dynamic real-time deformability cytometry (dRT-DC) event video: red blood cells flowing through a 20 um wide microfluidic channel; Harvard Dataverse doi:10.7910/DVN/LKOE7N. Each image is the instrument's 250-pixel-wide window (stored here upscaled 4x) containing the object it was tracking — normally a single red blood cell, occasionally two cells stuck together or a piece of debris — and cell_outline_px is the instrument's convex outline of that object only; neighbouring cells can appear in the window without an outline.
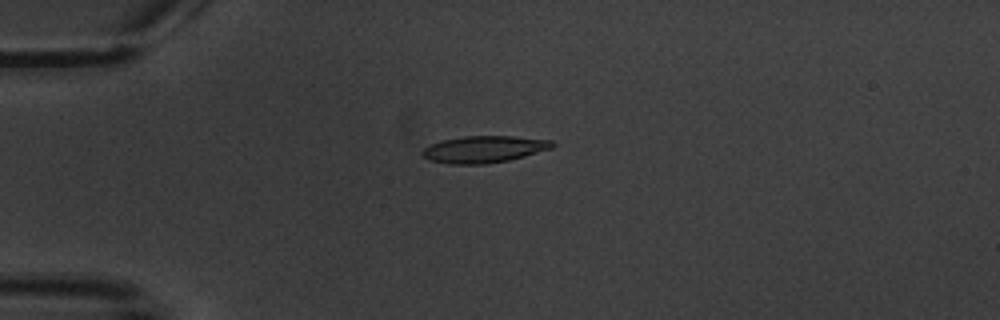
{"species": "common noctule bat (a hibernating species)", "species_latin": "Nyctalus noctula", "temperature_condition": "warm", "stored_images_in_passage": 4, "camera_frame_rate_fps": 3000, "um_per_image_px": 0.085, "animal": {"sex": "male", "body_mass_g": 20.1, "forearm_length_mm": 53.5}, "frame": {"image": 1, "passage_image": 1, "time_ms": 0.0, "image_size_px": [1000, 320], "cell_outline_px": [[556, 144], [552, 148], [524, 156], [508, 160], [484, 164], [448, 164], [432, 160], [424, 156], [420, 152], [424, 148], [440, 140], [464, 136], [512, 136], [552, 140]], "centroid_in_image_um": [41.15, 12.68], "position_along_channel_um": 43.9, "area_um2": 20.23}}
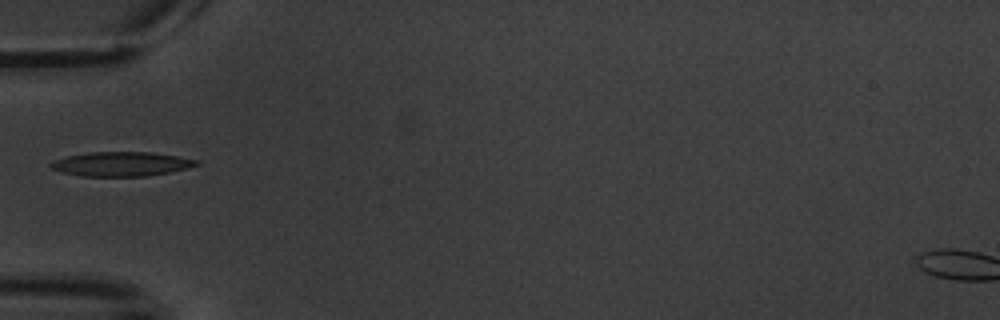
{"frame": {"image": 2, "passage_image": 2, "time_ms": 1.667, "image_size_px": [1000, 320], "cell_outline_px": [[200, 164], [168, 172], [144, 176], [80, 176], [60, 172], [52, 168], [48, 164], [52, 160], [68, 156], [92, 152], [152, 152], [200, 160]], "centroid_in_image_um": [10.26, 13.93], "position_along_channel_um": 74.7, "area_um2": 20.52}}
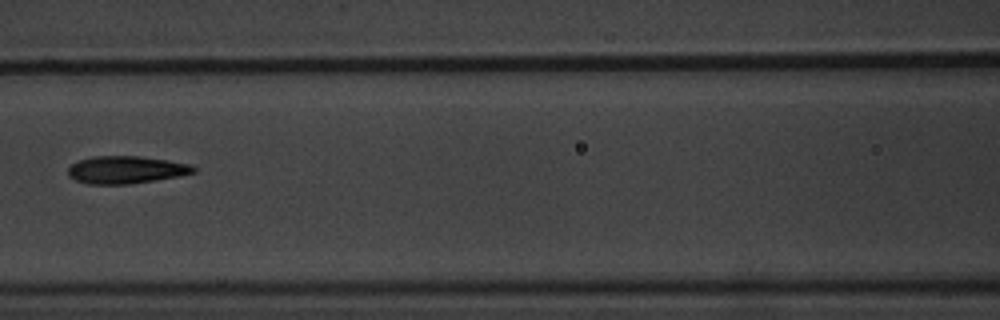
{"frame": {"image": 3, "passage_image": 4, "time_ms": 4.0, "image_size_px": [1000, 320], "cell_outline_px": [[196, 172], [180, 176], [156, 180], [128, 184], [88, 184], [76, 180], [68, 176], [68, 168], [72, 164], [80, 160], [92, 156], [140, 156], [168, 160], [188, 164], [196, 168]], "centroid_in_image_um": [10.71, 14.43], "position_along_channel_um": 155.9, "area_um2": 20.11}}